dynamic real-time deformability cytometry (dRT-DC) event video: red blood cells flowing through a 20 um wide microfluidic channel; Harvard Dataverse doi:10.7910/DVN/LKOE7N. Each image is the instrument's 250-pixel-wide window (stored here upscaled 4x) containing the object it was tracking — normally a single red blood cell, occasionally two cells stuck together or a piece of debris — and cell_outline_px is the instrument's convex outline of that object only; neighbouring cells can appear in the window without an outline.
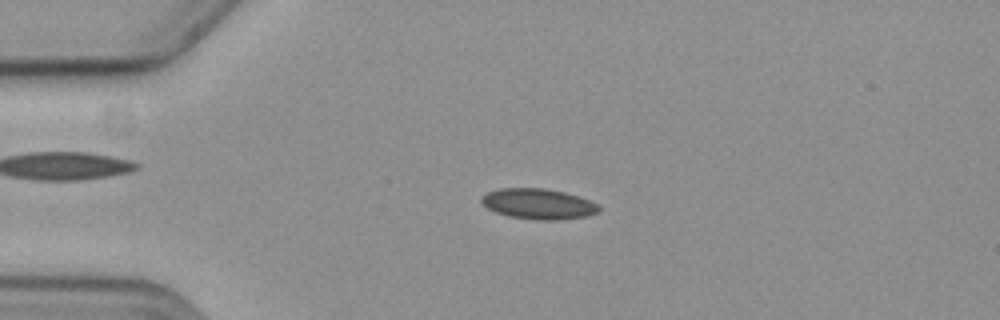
{"species": "common noctule bat (a hibernating species)", "species_latin": "Nyctalus noctula", "temperature_condition": "cold", "stored_images_in_passage": 57, "camera_frame_rate_fps": 3000, "um_per_image_px": 0.085, "animal": {"sex": "female", "body_mass_g": 19.3, "forearm_length_mm": 54.1}, "frame": {"image": 1, "passage_image": 13, "time_ms": 4.0, "image_size_px": [1000, 320], "cell_outline_px": [[600, 212], [588, 216], [556, 220], [532, 220], [508, 216], [496, 212], [488, 208], [480, 200], [488, 192], [500, 188], [544, 188], [564, 192], [588, 200], [596, 204], [600, 208]], "centroid_in_image_um": [45.77, 17.34], "position_along_channel_um": 39.2, "area_um2": 20.75}}
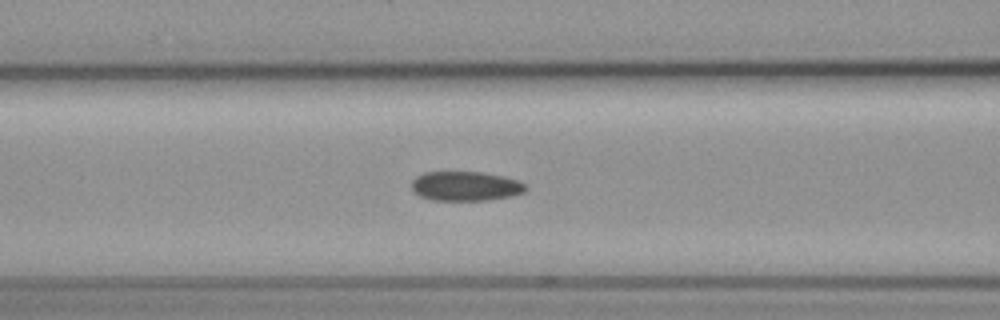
{"frame": {"image": 2, "passage_image": 23, "time_ms": 7.333, "image_size_px": [1000, 320], "cell_outline_px": [[528, 188], [524, 192], [512, 196], [488, 200], [432, 200], [420, 196], [412, 188], [412, 180], [416, 176], [424, 172], [484, 172], [504, 176], [520, 180], [528, 184]], "centroid_in_image_um": [39.64, 15.81], "position_along_channel_um": 127.0, "area_um2": 19.83}}
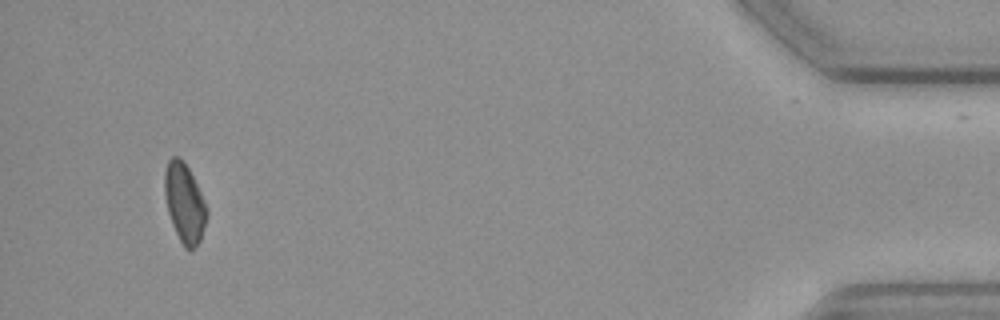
{"frame": {"image": 3, "passage_image": 54, "time_ms": 17.667, "image_size_px": [1000, 320], "cell_outline_px": [[208, 216], [200, 240], [192, 248], [184, 248], [172, 224], [168, 212], [164, 192], [164, 172], [168, 160], [172, 156], [180, 156], [184, 160], [208, 208]], "centroid_in_image_um": [15.67, 17.21], "position_along_channel_um": 419.5, "area_um2": 19.36}, "authors_computed_cell_mechanics": {"area_um2": 19.941, "velocity_mm_per_s": 3.604, "shape_relaxation_time_tau1_ms": null, "shape_relaxation_time_tau2_ms": 6.1664, "deformation_change_tau1": null, "deformation_change_tau2": 0.0958}}